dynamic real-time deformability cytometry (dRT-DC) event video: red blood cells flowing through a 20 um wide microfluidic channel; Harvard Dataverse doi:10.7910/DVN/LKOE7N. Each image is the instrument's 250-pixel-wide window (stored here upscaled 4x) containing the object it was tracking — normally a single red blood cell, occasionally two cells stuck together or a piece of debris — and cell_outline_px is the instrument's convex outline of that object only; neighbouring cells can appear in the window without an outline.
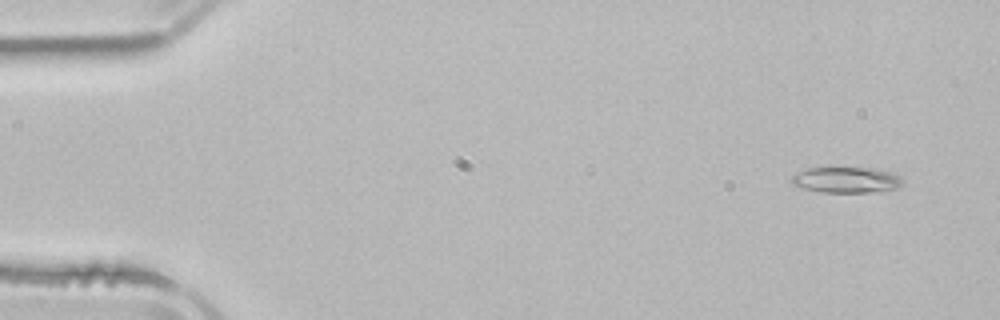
{"species": "common noctule bat (a hibernating species)", "species_latin": "Nyctalus noctula", "temperature_condition": "room temperature", "stored_images_in_passage": 5, "camera_frame_rate_fps": 3000, "um_per_image_px": 0.085, "animal": {"sex": "male", "body_mass_g": 21.5, "forearm_length_mm": 52.0}, "frame": {"image": 1, "passage_image": 1, "time_ms": 0.0, "image_size_px": [1000, 320], "cell_outline_px": [[904, 184], [896, 188], [868, 192], [820, 192], [804, 188], [792, 184], [792, 176], [808, 168], [880, 168], [900, 176], [904, 180]], "centroid_in_image_um": [71.99, 15.29], "position_along_channel_um": 13.0, "area_um2": 16.59}}
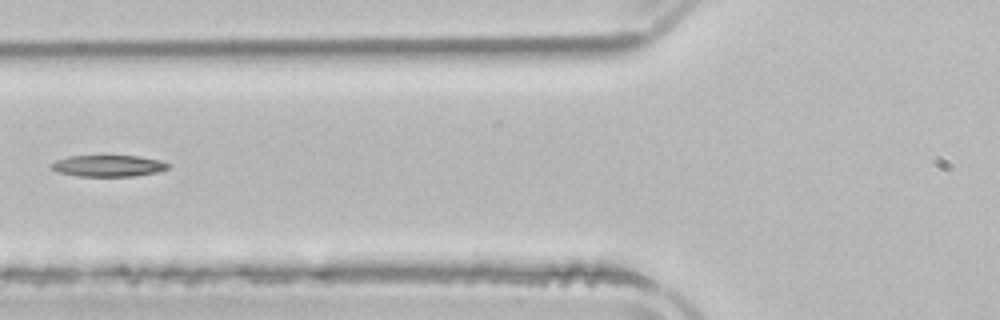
{"frame": {"image": 2, "passage_image": 4, "time_ms": 5.667, "image_size_px": [1000, 320], "cell_outline_px": [[172, 164], [168, 168], [160, 172], [132, 176], [76, 176], [56, 172], [48, 164], [56, 160], [68, 156], [140, 156], [160, 160]], "centroid_in_image_um": [9.21, 14.1], "position_along_channel_um": 116.6, "area_um2": 14.8}}
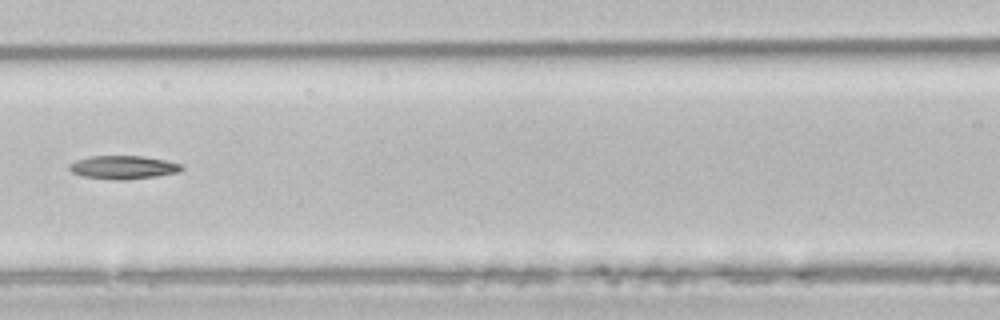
{"frame": {"image": 3, "passage_image": 5, "time_ms": 6.667, "image_size_px": [1000, 320], "cell_outline_px": [[184, 168], [180, 172], [156, 176], [124, 180], [116, 180], [80, 176], [72, 172], [68, 168], [68, 164], [76, 160], [88, 156], [144, 156], [184, 164]], "centroid_in_image_um": [10.47, 14.22], "position_along_channel_um": 156.1, "area_um2": 15.49}}